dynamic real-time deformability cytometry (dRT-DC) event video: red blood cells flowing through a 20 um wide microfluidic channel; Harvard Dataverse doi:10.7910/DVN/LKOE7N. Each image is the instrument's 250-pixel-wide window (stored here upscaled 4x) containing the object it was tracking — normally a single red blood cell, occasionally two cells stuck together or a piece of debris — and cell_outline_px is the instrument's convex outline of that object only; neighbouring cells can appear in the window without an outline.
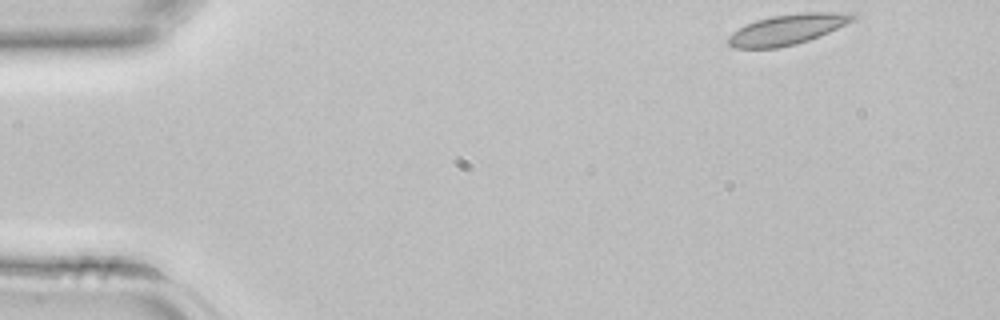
{"species": "common noctule bat (a hibernating species)", "species_latin": "Nyctalus noctula", "temperature_condition": "room temperature", "stored_images_in_passage": 40, "camera_frame_rate_fps": 3000, "um_per_image_px": 0.085, "animal": {"sex": "female", "body_mass_g": 22.7, "forearm_length_mm": 54.2}, "frame": {"image": 1, "passage_image": 1, "time_ms": 0.0, "image_size_px": [1000, 320], "cell_outline_px": [[856, 16], [852, 20], [828, 32], [808, 40], [796, 44], [776, 48], [732, 48], [728, 44], [728, 36], [732, 32], [756, 20], [772, 16], [800, 12], [848, 12]], "centroid_in_image_um": [66.88, 2.5], "position_along_channel_um": 18.1, "area_um2": 21.73}}
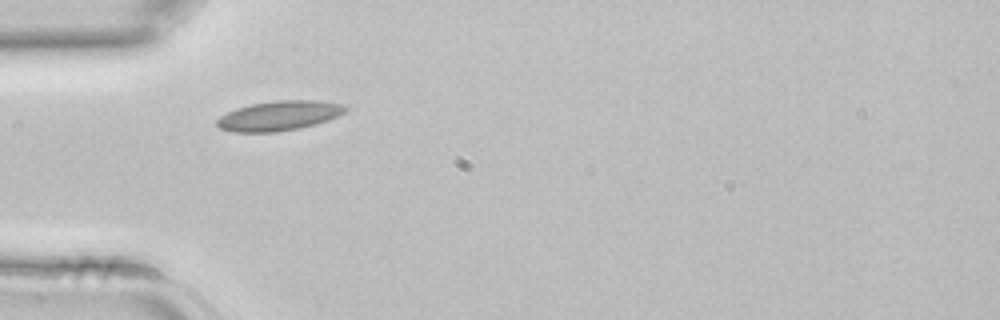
{"frame": {"image": 2, "passage_image": 10, "time_ms": 3.0, "image_size_px": [1000, 320], "cell_outline_px": [[348, 108], [344, 112], [328, 120], [316, 124], [300, 128], [276, 132], [232, 132], [220, 128], [216, 124], [216, 120], [220, 116], [236, 108], [252, 104], [276, 100], [320, 100], [340, 104]], "centroid_in_image_um": [23.7, 9.84], "position_along_channel_um": 61.3, "area_um2": 22.2}}
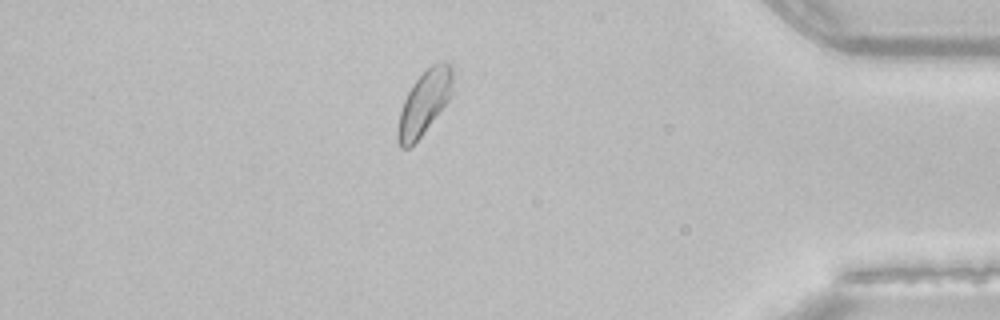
{"frame": {"image": 3, "passage_image": 34, "time_ms": 11.0, "image_size_px": [1000, 320], "cell_outline_px": [[452, 92], [448, 100], [420, 136], [408, 148], [400, 148], [396, 140], [396, 128], [400, 112], [404, 100], [412, 84], [432, 64], [440, 60], [452, 64]], "centroid_in_image_um": [36.03, 8.71], "position_along_channel_um": 399.2, "area_um2": 20.17}}